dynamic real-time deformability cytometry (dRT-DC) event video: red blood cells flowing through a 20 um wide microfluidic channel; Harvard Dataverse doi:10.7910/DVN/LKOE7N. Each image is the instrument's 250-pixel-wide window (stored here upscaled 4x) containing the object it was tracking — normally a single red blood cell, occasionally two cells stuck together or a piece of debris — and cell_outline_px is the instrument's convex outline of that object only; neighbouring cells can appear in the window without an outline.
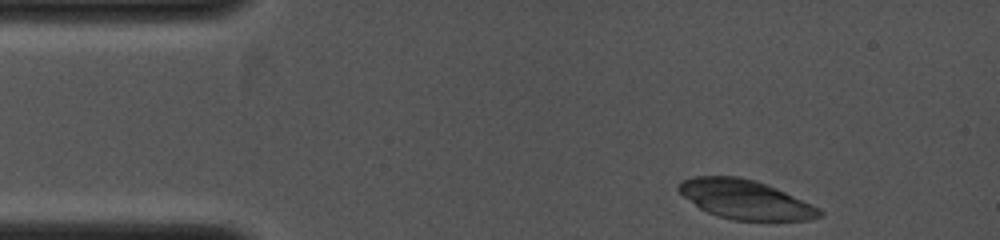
{"species": "common noctule bat (a hibernating species)", "species_latin": "Nyctalus noctula", "temperature_condition": "cold", "stored_images_in_passage": 3, "camera_frame_rate_fps": 4000, "um_per_image_px": 0.085, "animal": {"sex": "female", "body_mass_g": 19.0, "forearm_length_mm": 53.3}, "frame": {"image": 1, "passage_image": 1, "time_ms": 0.0, "image_size_px": [1000, 240], "cell_outline_px": [[824, 216], [808, 220], [732, 220], [708, 212], [700, 208], [684, 196], [676, 188], [680, 180], [696, 176], [736, 176], [756, 180], [776, 188], [812, 204], [820, 208], [824, 212]], "centroid_in_image_um": [63.37, 16.95], "position_along_channel_um": 21.6, "area_um2": 32.02}}